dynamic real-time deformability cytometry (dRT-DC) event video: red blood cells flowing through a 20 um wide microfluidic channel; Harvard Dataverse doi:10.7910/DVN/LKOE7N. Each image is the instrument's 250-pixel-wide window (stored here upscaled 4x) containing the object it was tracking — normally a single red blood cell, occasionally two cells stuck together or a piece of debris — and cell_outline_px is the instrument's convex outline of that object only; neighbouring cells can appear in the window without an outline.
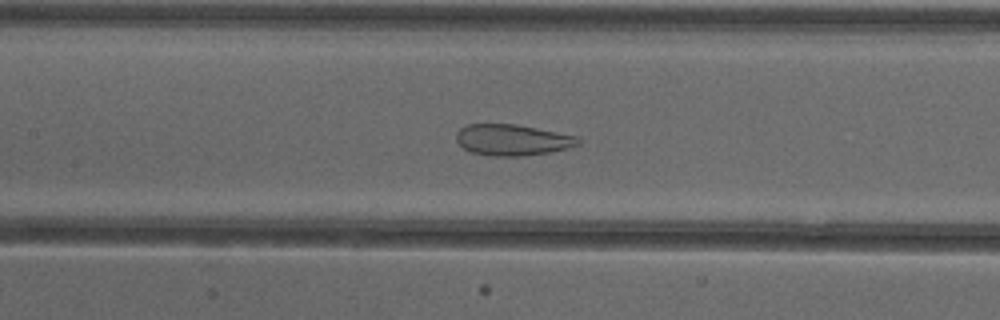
{"species": "common noctule bat (a hibernating species)", "species_latin": "Nyctalus noctula", "temperature_condition": "cold", "stored_images_in_passage": 38, "camera_frame_rate_fps": 3000, "um_per_image_px": 0.085, "animal": {"sex": "female"}, "frame": {"image": 1, "passage_image": 11, "time_ms": 3.333, "image_size_px": [1000, 320], "cell_outline_px": [[580, 144], [568, 148], [548, 152], [520, 156], [496, 156], [472, 152], [464, 148], [456, 140], [456, 132], [464, 124], [516, 124], [576, 136], [580, 140]], "centroid_in_image_um": [43.52, 11.88], "position_along_channel_um": 163.9, "area_um2": 21.91}}
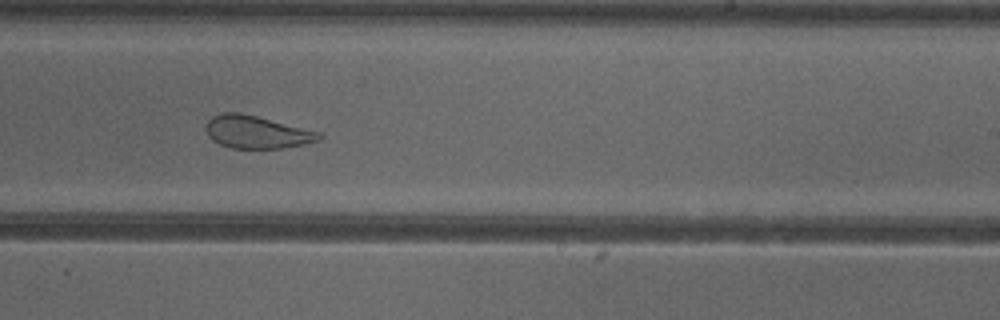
{"frame": {"image": 2, "passage_image": 19, "time_ms": 6.0, "image_size_px": [1000, 320], "cell_outline_px": [[324, 136], [320, 140], [304, 144], [284, 148], [232, 148], [220, 144], [212, 140], [208, 136], [208, 120], [212, 116], [220, 112], [240, 112], [320, 132]], "centroid_in_image_um": [21.84, 11.22], "position_along_channel_um": 267.2, "area_um2": 21.39}}
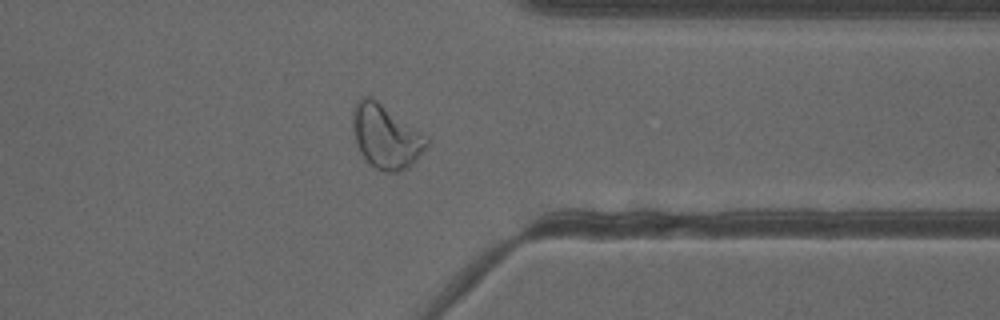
{"frame": {"image": 3, "passage_image": 28, "time_ms": 9.0, "image_size_px": [1000, 320], "cell_outline_px": [[428, 148], [408, 168], [400, 172], [384, 172], [368, 164], [360, 152], [356, 144], [352, 128], [352, 112], [356, 100], [360, 96], [372, 96], [428, 136]], "centroid_in_image_um": [32.79, 11.59], "position_along_channel_um": 378.6, "area_um2": 28.15}}